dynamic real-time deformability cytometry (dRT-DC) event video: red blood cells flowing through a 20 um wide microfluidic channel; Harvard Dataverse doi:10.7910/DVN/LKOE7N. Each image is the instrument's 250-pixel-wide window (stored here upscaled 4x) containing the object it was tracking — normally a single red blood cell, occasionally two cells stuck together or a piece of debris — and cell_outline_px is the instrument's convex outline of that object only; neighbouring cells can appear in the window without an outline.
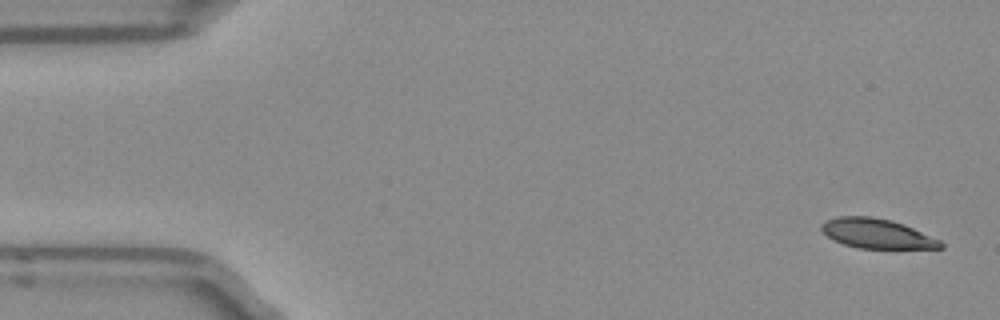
{"species": "Egyptian fruit bat (a non-hibernating species)", "species_latin": "Rousettus aegyptiacus", "temperature_condition": "room temperature", "stored_images_in_passage": 6, "camera_frame_rate_fps": 3000, "um_per_image_px": 0.085, "frame": {"image": 1, "passage_image": 1, "time_ms": 0.0, "image_size_px": [1000, 320], "cell_outline_px": [[944, 248], [860, 248], [844, 244], [832, 240], [820, 228], [820, 224], [824, 220], [836, 216], [868, 216], [892, 220], [904, 224], [940, 240], [944, 244]], "centroid_in_image_um": [74.5, 19.84], "position_along_channel_um": 10.5, "area_um2": 20.58}}
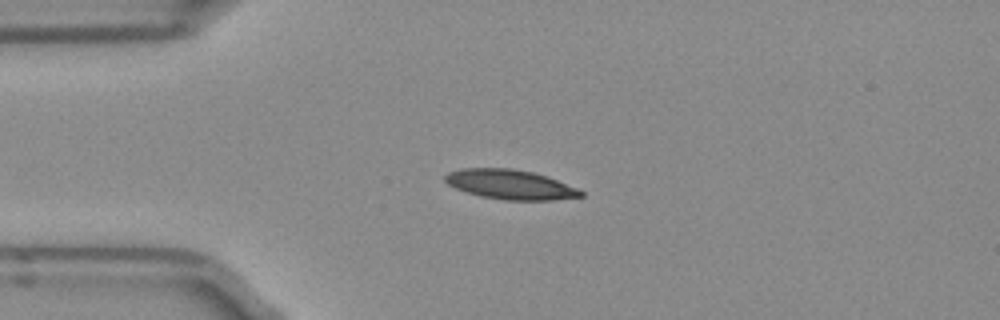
{"frame": {"image": 2, "passage_image": 3, "time_ms": 0.667, "image_size_px": [1000, 320], "cell_outline_px": [[584, 196], [552, 200], [504, 200], [480, 196], [456, 188], [448, 184], [444, 180], [444, 176], [448, 172], [460, 168], [512, 168], [532, 172], [548, 176], [576, 188], [584, 192]], "centroid_in_image_um": [43.36, 15.67], "position_along_channel_um": 41.6, "area_um2": 23.41}}
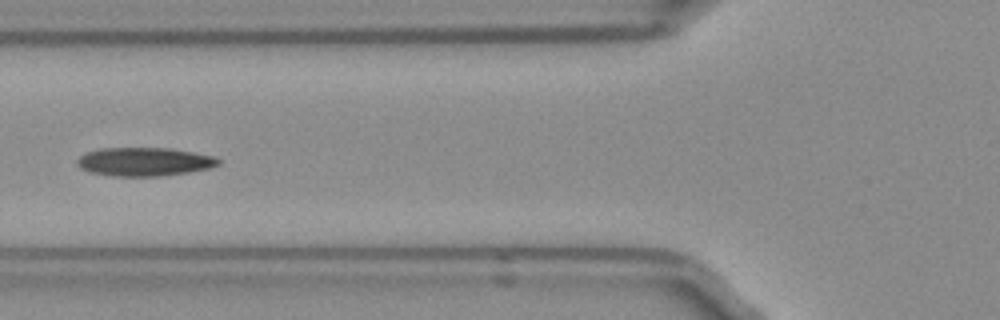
{"frame": {"image": 3, "passage_image": 5, "time_ms": 1.333, "image_size_px": [1000, 320], "cell_outline_px": [[220, 164], [212, 168], [188, 172], [160, 176], [116, 176], [88, 172], [80, 168], [76, 164], [76, 160], [80, 156], [88, 152], [100, 148], [168, 148], [192, 152], [212, 156], [220, 160]], "centroid_in_image_um": [12.25, 13.75], "position_along_channel_um": 113.6, "area_um2": 23.47}}